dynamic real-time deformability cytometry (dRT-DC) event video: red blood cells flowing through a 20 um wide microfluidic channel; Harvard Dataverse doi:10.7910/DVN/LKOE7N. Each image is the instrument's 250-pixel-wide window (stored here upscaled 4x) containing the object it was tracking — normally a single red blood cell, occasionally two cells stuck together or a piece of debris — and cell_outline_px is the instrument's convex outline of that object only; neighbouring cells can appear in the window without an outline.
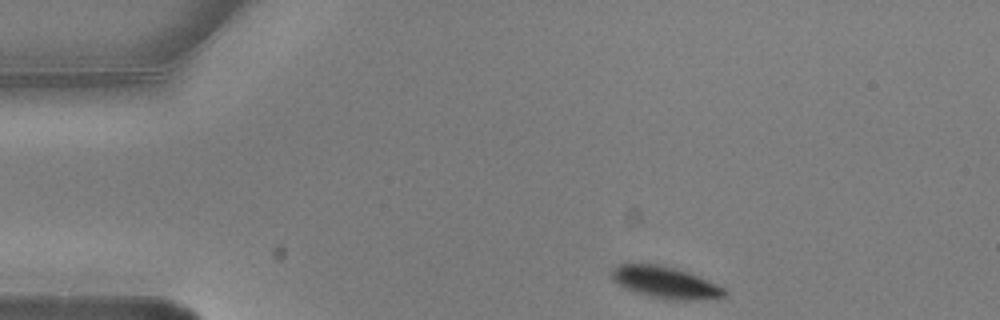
{"species": "common noctule bat (a hibernating species)", "species_latin": "Nyctalus noctula", "temperature_condition": "warm", "stored_images_in_passage": 3, "camera_frame_rate_fps": 3000, "um_per_image_px": 0.085, "animal": {"sex": "male", "body_mass_g": 20.5, "forearm_length_mm": 52.5}, "frame": {"image": 1, "passage_image": 1, "time_ms": 0.0, "image_size_px": [1000, 320], "cell_outline_px": [[728, 296], [704, 300], [664, 300], [636, 292], [624, 288], [612, 280], [612, 268], [620, 264], [660, 264], [676, 268], [688, 272], [716, 284], [724, 288], [728, 292]], "centroid_in_image_um": [56.58, 24.02], "position_along_channel_um": 28.4, "area_um2": 21.04}}